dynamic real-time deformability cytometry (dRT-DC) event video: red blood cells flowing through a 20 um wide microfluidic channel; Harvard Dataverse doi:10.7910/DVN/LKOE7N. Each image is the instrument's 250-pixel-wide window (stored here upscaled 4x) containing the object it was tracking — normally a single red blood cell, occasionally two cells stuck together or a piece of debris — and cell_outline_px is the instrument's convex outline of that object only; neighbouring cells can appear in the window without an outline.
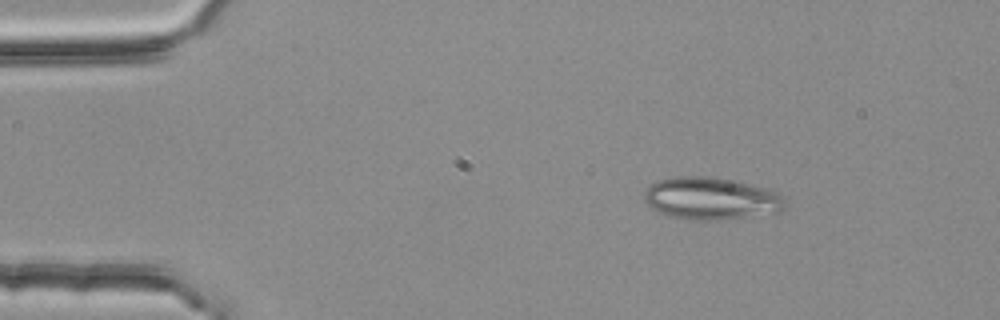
{"species": "common noctule bat (a hibernating species)", "species_latin": "Nyctalus noctula", "temperature_condition": "room temperature", "stored_images_in_passage": 2, "camera_frame_rate_fps": 3000, "um_per_image_px": 0.085, "animal": {"sex": "female", "body_mass_g": 25.1}, "frame": {"image": 1, "passage_image": 1, "time_ms": 0.0, "image_size_px": [1000, 320], "cell_outline_px": [[784, 208], [780, 212], [724, 220], [684, 220], [668, 216], [652, 208], [644, 200], [644, 192], [652, 184], [660, 180], [676, 176], [704, 176], [728, 180], [772, 188], [780, 192], [784, 204]], "centroid_in_image_um": [60.46, 16.89], "position_along_channel_um": 24.5, "area_um2": 34.91}}